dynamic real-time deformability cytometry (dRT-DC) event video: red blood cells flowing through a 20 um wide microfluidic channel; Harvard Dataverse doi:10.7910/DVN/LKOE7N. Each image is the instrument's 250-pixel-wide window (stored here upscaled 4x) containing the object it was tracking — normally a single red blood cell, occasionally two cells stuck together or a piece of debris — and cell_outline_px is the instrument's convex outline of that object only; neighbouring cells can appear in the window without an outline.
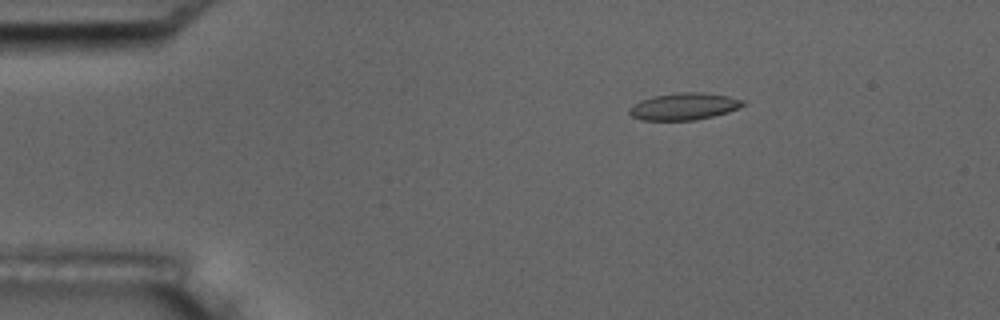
{"species": "common noctule bat (a hibernating species)", "species_latin": "Nyctalus noctula", "temperature_condition": "room temperature", "stored_images_in_passage": 3, "camera_frame_rate_fps": 3000, "um_per_image_px": 0.085, "animal": {"sex": "male", "body_mass_g": 17.5, "forearm_length_mm": 52.3}, "frame": {"image": 1, "passage_image": 1, "time_ms": 0.0, "image_size_px": [1000, 320], "cell_outline_px": [[748, 104], [728, 112], [696, 120], [640, 120], [632, 116], [628, 112], [628, 108], [632, 104], [640, 100], [656, 96], [680, 92], [700, 92], [728, 96], [744, 100]], "centroid_in_image_um": [58.14, 9.05], "position_along_channel_um": 26.9, "area_um2": 17.92}}